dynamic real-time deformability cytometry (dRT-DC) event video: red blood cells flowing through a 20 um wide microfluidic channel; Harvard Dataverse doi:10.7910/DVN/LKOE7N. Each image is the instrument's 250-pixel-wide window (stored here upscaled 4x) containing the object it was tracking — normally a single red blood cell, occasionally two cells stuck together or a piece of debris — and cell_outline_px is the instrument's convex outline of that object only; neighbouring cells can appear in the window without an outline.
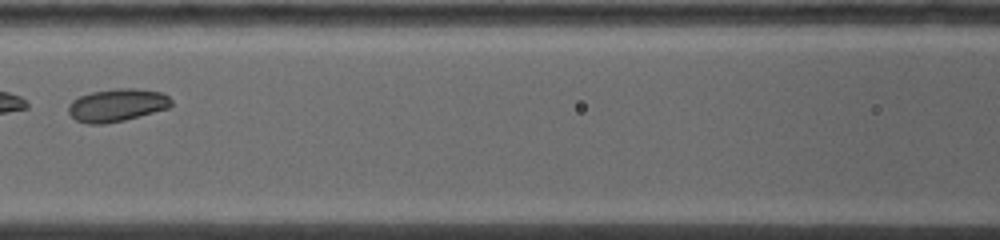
{"species": "common noctule bat (a hibernating species)", "species_latin": "Nyctalus noctula", "temperature_condition": "warm", "stored_images_in_passage": 12, "camera_frame_rate_fps": 5000, "um_per_image_px": 0.085, "animal": {"sex": "female", "body_mass_g": 19.0, "forearm_length_mm": 53.3}, "frame": {"image": 1, "passage_image": 4, "time_ms": 3.4, "image_size_px": [1000, 240], "cell_outline_px": [[172, 104], [168, 108], [140, 116], [124, 120], [104, 124], [88, 124], [76, 120], [68, 112], [68, 104], [72, 100], [80, 96], [92, 92], [116, 88], [136, 88], [160, 92], [168, 96], [172, 100]], "centroid_in_image_um": [9.94, 8.93], "position_along_channel_um": 156.7, "area_um2": 19.65}}
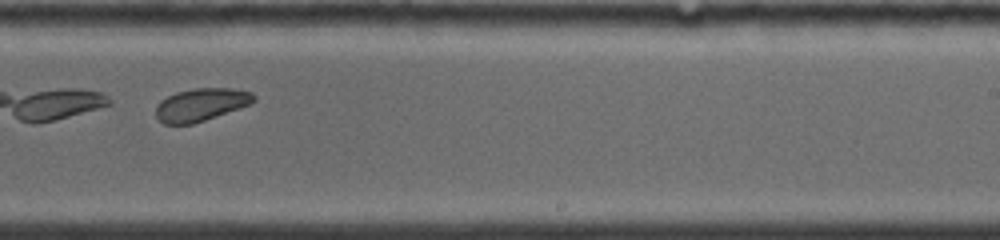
{"frame": {"image": 2, "passage_image": 7, "time_ms": 6.4, "image_size_px": [1000, 240], "cell_outline_px": [[256, 100], [252, 104], [192, 124], [164, 124], [156, 116], [156, 104], [160, 100], [176, 92], [196, 88], [232, 88], [252, 92], [256, 96]], "centroid_in_image_um": [17.1, 8.88], "position_along_channel_um": 271.9, "area_um2": 18.73}}
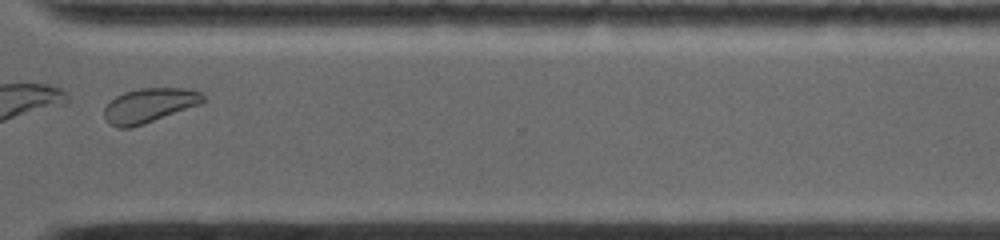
{"frame": {"image": 3, "passage_image": 10, "time_ms": 8.6, "image_size_px": [1000, 240], "cell_outline_px": [[204, 100], [200, 104], [144, 124], [128, 128], [116, 128], [108, 124], [104, 116], [104, 108], [116, 96], [124, 92], [140, 88], [184, 88], [200, 92], [204, 96]], "centroid_in_image_um": [12.65, 8.97], "position_along_channel_um": 357.9, "area_um2": 19.71}}